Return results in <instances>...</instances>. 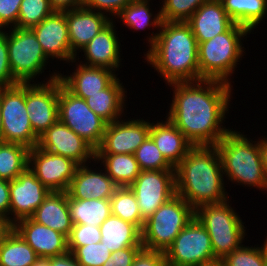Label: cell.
I'll list each match as a JSON object with an SVG mask.
<instances>
[{"label":"cell","instance_id":"obj_1","mask_svg":"<svg viewBox=\"0 0 267 266\" xmlns=\"http://www.w3.org/2000/svg\"><path fill=\"white\" fill-rule=\"evenodd\" d=\"M168 85L174 90L166 117L193 146H216L231 130L222 123L229 113L233 86L207 79Z\"/></svg>","mask_w":267,"mask_h":266},{"label":"cell","instance_id":"obj_2","mask_svg":"<svg viewBox=\"0 0 267 266\" xmlns=\"http://www.w3.org/2000/svg\"><path fill=\"white\" fill-rule=\"evenodd\" d=\"M147 40L150 47L145 60L166 84L200 80L198 42L186 22L163 21Z\"/></svg>","mask_w":267,"mask_h":266},{"label":"cell","instance_id":"obj_3","mask_svg":"<svg viewBox=\"0 0 267 266\" xmlns=\"http://www.w3.org/2000/svg\"><path fill=\"white\" fill-rule=\"evenodd\" d=\"M216 146H193L175 167L176 194L195 210L204 204L230 199Z\"/></svg>","mask_w":267,"mask_h":266},{"label":"cell","instance_id":"obj_4","mask_svg":"<svg viewBox=\"0 0 267 266\" xmlns=\"http://www.w3.org/2000/svg\"><path fill=\"white\" fill-rule=\"evenodd\" d=\"M216 147L221 156L223 176L228 177V181L264 191L266 174L259 141L256 143L248 139L244 133L231 129Z\"/></svg>","mask_w":267,"mask_h":266},{"label":"cell","instance_id":"obj_5","mask_svg":"<svg viewBox=\"0 0 267 266\" xmlns=\"http://www.w3.org/2000/svg\"><path fill=\"white\" fill-rule=\"evenodd\" d=\"M251 32L234 23L226 32L205 42L198 43L200 80H217L230 85V75L244 56L243 37ZM243 54V55H242Z\"/></svg>","mask_w":267,"mask_h":266},{"label":"cell","instance_id":"obj_6","mask_svg":"<svg viewBox=\"0 0 267 266\" xmlns=\"http://www.w3.org/2000/svg\"><path fill=\"white\" fill-rule=\"evenodd\" d=\"M229 199L220 203L204 204L195 210V217L210 235L214 257L223 260L239 248L245 238L246 230Z\"/></svg>","mask_w":267,"mask_h":266},{"label":"cell","instance_id":"obj_7","mask_svg":"<svg viewBox=\"0 0 267 266\" xmlns=\"http://www.w3.org/2000/svg\"><path fill=\"white\" fill-rule=\"evenodd\" d=\"M194 217L195 209L176 194L145 220L142 229L143 248L165 252Z\"/></svg>","mask_w":267,"mask_h":266},{"label":"cell","instance_id":"obj_8","mask_svg":"<svg viewBox=\"0 0 267 266\" xmlns=\"http://www.w3.org/2000/svg\"><path fill=\"white\" fill-rule=\"evenodd\" d=\"M0 141L22 144L29 149L37 146L25 105V84L0 87Z\"/></svg>","mask_w":267,"mask_h":266},{"label":"cell","instance_id":"obj_9","mask_svg":"<svg viewBox=\"0 0 267 266\" xmlns=\"http://www.w3.org/2000/svg\"><path fill=\"white\" fill-rule=\"evenodd\" d=\"M7 44L11 73L18 83L30 84L44 72L49 58L30 28H10Z\"/></svg>","mask_w":267,"mask_h":266},{"label":"cell","instance_id":"obj_10","mask_svg":"<svg viewBox=\"0 0 267 266\" xmlns=\"http://www.w3.org/2000/svg\"><path fill=\"white\" fill-rule=\"evenodd\" d=\"M58 119L95 150L101 145L107 122L89 108L85 99L69 92L60 79Z\"/></svg>","mask_w":267,"mask_h":266},{"label":"cell","instance_id":"obj_11","mask_svg":"<svg viewBox=\"0 0 267 266\" xmlns=\"http://www.w3.org/2000/svg\"><path fill=\"white\" fill-rule=\"evenodd\" d=\"M164 253L167 266H200L217 260L210 235L196 217L180 231Z\"/></svg>","mask_w":267,"mask_h":266},{"label":"cell","instance_id":"obj_12","mask_svg":"<svg viewBox=\"0 0 267 266\" xmlns=\"http://www.w3.org/2000/svg\"><path fill=\"white\" fill-rule=\"evenodd\" d=\"M59 74L54 72L42 84H25V105L38 137L58 120Z\"/></svg>","mask_w":267,"mask_h":266},{"label":"cell","instance_id":"obj_13","mask_svg":"<svg viewBox=\"0 0 267 266\" xmlns=\"http://www.w3.org/2000/svg\"><path fill=\"white\" fill-rule=\"evenodd\" d=\"M141 216L147 220L161 205L176 195L175 170H145L129 186Z\"/></svg>","mask_w":267,"mask_h":266},{"label":"cell","instance_id":"obj_14","mask_svg":"<svg viewBox=\"0 0 267 266\" xmlns=\"http://www.w3.org/2000/svg\"><path fill=\"white\" fill-rule=\"evenodd\" d=\"M78 166L70 158L44 151L37 146L29 150L28 168L50 192H67Z\"/></svg>","mask_w":267,"mask_h":266},{"label":"cell","instance_id":"obj_15","mask_svg":"<svg viewBox=\"0 0 267 266\" xmlns=\"http://www.w3.org/2000/svg\"><path fill=\"white\" fill-rule=\"evenodd\" d=\"M37 147L70 158L78 165L95 161L96 150L59 119L39 136Z\"/></svg>","mask_w":267,"mask_h":266},{"label":"cell","instance_id":"obj_16","mask_svg":"<svg viewBox=\"0 0 267 266\" xmlns=\"http://www.w3.org/2000/svg\"><path fill=\"white\" fill-rule=\"evenodd\" d=\"M151 123L144 119L107 123L101 145L96 154H134L149 137Z\"/></svg>","mask_w":267,"mask_h":266},{"label":"cell","instance_id":"obj_17","mask_svg":"<svg viewBox=\"0 0 267 266\" xmlns=\"http://www.w3.org/2000/svg\"><path fill=\"white\" fill-rule=\"evenodd\" d=\"M49 193L27 168L10 181V221L15 224L20 219L30 218Z\"/></svg>","mask_w":267,"mask_h":266},{"label":"cell","instance_id":"obj_18","mask_svg":"<svg viewBox=\"0 0 267 266\" xmlns=\"http://www.w3.org/2000/svg\"><path fill=\"white\" fill-rule=\"evenodd\" d=\"M30 29L34 32L43 52L48 58H58L60 61H66V63L76 62V56L71 51L68 36L66 11H55L40 24Z\"/></svg>","mask_w":267,"mask_h":266},{"label":"cell","instance_id":"obj_19","mask_svg":"<svg viewBox=\"0 0 267 266\" xmlns=\"http://www.w3.org/2000/svg\"><path fill=\"white\" fill-rule=\"evenodd\" d=\"M14 229L33 248L38 257H55L69 252L64 234L35 222L31 217L18 220Z\"/></svg>","mask_w":267,"mask_h":266},{"label":"cell","instance_id":"obj_20","mask_svg":"<svg viewBox=\"0 0 267 266\" xmlns=\"http://www.w3.org/2000/svg\"><path fill=\"white\" fill-rule=\"evenodd\" d=\"M66 20L71 51L77 60V51L81 52V49L105 28L113 17L110 19V16L103 13L80 7L67 10Z\"/></svg>","mask_w":267,"mask_h":266},{"label":"cell","instance_id":"obj_21","mask_svg":"<svg viewBox=\"0 0 267 266\" xmlns=\"http://www.w3.org/2000/svg\"><path fill=\"white\" fill-rule=\"evenodd\" d=\"M113 20L103 28L87 45L81 50L85 55L83 65L91 67H103L117 71L121 66V54L118 37L116 36L115 24Z\"/></svg>","mask_w":267,"mask_h":266},{"label":"cell","instance_id":"obj_22","mask_svg":"<svg viewBox=\"0 0 267 266\" xmlns=\"http://www.w3.org/2000/svg\"><path fill=\"white\" fill-rule=\"evenodd\" d=\"M81 63H76L77 67L72 74H59L62 85L76 97L86 99L92 94L99 93L117 78L116 72L108 68L91 67Z\"/></svg>","mask_w":267,"mask_h":266},{"label":"cell","instance_id":"obj_23","mask_svg":"<svg viewBox=\"0 0 267 266\" xmlns=\"http://www.w3.org/2000/svg\"><path fill=\"white\" fill-rule=\"evenodd\" d=\"M198 43L226 32L234 21L227 15L220 0H208L186 21Z\"/></svg>","mask_w":267,"mask_h":266},{"label":"cell","instance_id":"obj_24","mask_svg":"<svg viewBox=\"0 0 267 266\" xmlns=\"http://www.w3.org/2000/svg\"><path fill=\"white\" fill-rule=\"evenodd\" d=\"M87 164L79 165L67 190L73 199H110L118 186L107 175L105 169L95 171Z\"/></svg>","mask_w":267,"mask_h":266},{"label":"cell","instance_id":"obj_25","mask_svg":"<svg viewBox=\"0 0 267 266\" xmlns=\"http://www.w3.org/2000/svg\"><path fill=\"white\" fill-rule=\"evenodd\" d=\"M149 137L174 168L193 147L184 134L168 118H166V121L152 122Z\"/></svg>","mask_w":267,"mask_h":266},{"label":"cell","instance_id":"obj_26","mask_svg":"<svg viewBox=\"0 0 267 266\" xmlns=\"http://www.w3.org/2000/svg\"><path fill=\"white\" fill-rule=\"evenodd\" d=\"M31 218L42 225L69 236L73 227L68 206V193L51 191Z\"/></svg>","mask_w":267,"mask_h":266},{"label":"cell","instance_id":"obj_27","mask_svg":"<svg viewBox=\"0 0 267 266\" xmlns=\"http://www.w3.org/2000/svg\"><path fill=\"white\" fill-rule=\"evenodd\" d=\"M99 227L100 242L111 252L126 247H143L142 231L135 224L111 214Z\"/></svg>","mask_w":267,"mask_h":266},{"label":"cell","instance_id":"obj_28","mask_svg":"<svg viewBox=\"0 0 267 266\" xmlns=\"http://www.w3.org/2000/svg\"><path fill=\"white\" fill-rule=\"evenodd\" d=\"M119 78H116L106 89L90 95L85 99L89 108L107 123L121 119L127 95ZM126 95V96H125Z\"/></svg>","mask_w":267,"mask_h":266},{"label":"cell","instance_id":"obj_29","mask_svg":"<svg viewBox=\"0 0 267 266\" xmlns=\"http://www.w3.org/2000/svg\"><path fill=\"white\" fill-rule=\"evenodd\" d=\"M96 161L118 187H129L141 171L134 154H95Z\"/></svg>","mask_w":267,"mask_h":266},{"label":"cell","instance_id":"obj_30","mask_svg":"<svg viewBox=\"0 0 267 266\" xmlns=\"http://www.w3.org/2000/svg\"><path fill=\"white\" fill-rule=\"evenodd\" d=\"M71 221L99 227L110 215V199H73L68 195Z\"/></svg>","mask_w":267,"mask_h":266},{"label":"cell","instance_id":"obj_31","mask_svg":"<svg viewBox=\"0 0 267 266\" xmlns=\"http://www.w3.org/2000/svg\"><path fill=\"white\" fill-rule=\"evenodd\" d=\"M37 259L36 252L15 229L0 243V266H31Z\"/></svg>","mask_w":267,"mask_h":266},{"label":"cell","instance_id":"obj_32","mask_svg":"<svg viewBox=\"0 0 267 266\" xmlns=\"http://www.w3.org/2000/svg\"><path fill=\"white\" fill-rule=\"evenodd\" d=\"M29 148L0 141V179L12 181L28 168Z\"/></svg>","mask_w":267,"mask_h":266},{"label":"cell","instance_id":"obj_33","mask_svg":"<svg viewBox=\"0 0 267 266\" xmlns=\"http://www.w3.org/2000/svg\"><path fill=\"white\" fill-rule=\"evenodd\" d=\"M150 0H134L128 4L116 17L120 18L127 28L134 30L149 29V27L157 28V31L161 28L162 18L160 8L158 13L153 16L149 6ZM154 17V18H153ZM153 19V20H152Z\"/></svg>","mask_w":267,"mask_h":266},{"label":"cell","instance_id":"obj_34","mask_svg":"<svg viewBox=\"0 0 267 266\" xmlns=\"http://www.w3.org/2000/svg\"><path fill=\"white\" fill-rule=\"evenodd\" d=\"M111 214L135 224L141 231L145 220L142 218L134 192L129 187H118L110 198Z\"/></svg>","mask_w":267,"mask_h":266},{"label":"cell","instance_id":"obj_35","mask_svg":"<svg viewBox=\"0 0 267 266\" xmlns=\"http://www.w3.org/2000/svg\"><path fill=\"white\" fill-rule=\"evenodd\" d=\"M54 12L49 0H22L15 28H32Z\"/></svg>","mask_w":267,"mask_h":266},{"label":"cell","instance_id":"obj_36","mask_svg":"<svg viewBox=\"0 0 267 266\" xmlns=\"http://www.w3.org/2000/svg\"><path fill=\"white\" fill-rule=\"evenodd\" d=\"M222 261L226 266H267V238L260 247L242 244Z\"/></svg>","mask_w":267,"mask_h":266},{"label":"cell","instance_id":"obj_37","mask_svg":"<svg viewBox=\"0 0 267 266\" xmlns=\"http://www.w3.org/2000/svg\"><path fill=\"white\" fill-rule=\"evenodd\" d=\"M141 171L145 170H175L165 159L153 140L148 137L134 152Z\"/></svg>","mask_w":267,"mask_h":266},{"label":"cell","instance_id":"obj_38","mask_svg":"<svg viewBox=\"0 0 267 266\" xmlns=\"http://www.w3.org/2000/svg\"><path fill=\"white\" fill-rule=\"evenodd\" d=\"M208 0H164L161 18L168 22H186Z\"/></svg>","mask_w":267,"mask_h":266},{"label":"cell","instance_id":"obj_39","mask_svg":"<svg viewBox=\"0 0 267 266\" xmlns=\"http://www.w3.org/2000/svg\"><path fill=\"white\" fill-rule=\"evenodd\" d=\"M68 249L81 266H102L111 258V251L101 242Z\"/></svg>","mask_w":267,"mask_h":266},{"label":"cell","instance_id":"obj_40","mask_svg":"<svg viewBox=\"0 0 267 266\" xmlns=\"http://www.w3.org/2000/svg\"><path fill=\"white\" fill-rule=\"evenodd\" d=\"M67 239L68 247H82L100 242V227L89 224H74Z\"/></svg>","mask_w":267,"mask_h":266},{"label":"cell","instance_id":"obj_41","mask_svg":"<svg viewBox=\"0 0 267 266\" xmlns=\"http://www.w3.org/2000/svg\"><path fill=\"white\" fill-rule=\"evenodd\" d=\"M19 84L11 73L8 58L7 32L0 30V87Z\"/></svg>","mask_w":267,"mask_h":266},{"label":"cell","instance_id":"obj_42","mask_svg":"<svg viewBox=\"0 0 267 266\" xmlns=\"http://www.w3.org/2000/svg\"><path fill=\"white\" fill-rule=\"evenodd\" d=\"M267 14V0H246L245 27L252 32Z\"/></svg>","mask_w":267,"mask_h":266},{"label":"cell","instance_id":"obj_43","mask_svg":"<svg viewBox=\"0 0 267 266\" xmlns=\"http://www.w3.org/2000/svg\"><path fill=\"white\" fill-rule=\"evenodd\" d=\"M134 0H84L83 7L108 14V16H117L128 4ZM107 12V13H106Z\"/></svg>","mask_w":267,"mask_h":266},{"label":"cell","instance_id":"obj_44","mask_svg":"<svg viewBox=\"0 0 267 266\" xmlns=\"http://www.w3.org/2000/svg\"><path fill=\"white\" fill-rule=\"evenodd\" d=\"M22 0H0V30L15 27Z\"/></svg>","mask_w":267,"mask_h":266},{"label":"cell","instance_id":"obj_45","mask_svg":"<svg viewBox=\"0 0 267 266\" xmlns=\"http://www.w3.org/2000/svg\"><path fill=\"white\" fill-rule=\"evenodd\" d=\"M131 266H167L165 253L159 250L142 248Z\"/></svg>","mask_w":267,"mask_h":266},{"label":"cell","instance_id":"obj_46","mask_svg":"<svg viewBox=\"0 0 267 266\" xmlns=\"http://www.w3.org/2000/svg\"><path fill=\"white\" fill-rule=\"evenodd\" d=\"M143 247H126L124 249L111 252L109 258L102 266H131L137 253Z\"/></svg>","mask_w":267,"mask_h":266},{"label":"cell","instance_id":"obj_47","mask_svg":"<svg viewBox=\"0 0 267 266\" xmlns=\"http://www.w3.org/2000/svg\"><path fill=\"white\" fill-rule=\"evenodd\" d=\"M227 15L234 23L245 27V3L246 0H220Z\"/></svg>","mask_w":267,"mask_h":266},{"label":"cell","instance_id":"obj_48","mask_svg":"<svg viewBox=\"0 0 267 266\" xmlns=\"http://www.w3.org/2000/svg\"><path fill=\"white\" fill-rule=\"evenodd\" d=\"M0 215L10 220V181L0 179Z\"/></svg>","mask_w":267,"mask_h":266},{"label":"cell","instance_id":"obj_49","mask_svg":"<svg viewBox=\"0 0 267 266\" xmlns=\"http://www.w3.org/2000/svg\"><path fill=\"white\" fill-rule=\"evenodd\" d=\"M52 8L58 12L83 7L84 0H49Z\"/></svg>","mask_w":267,"mask_h":266},{"label":"cell","instance_id":"obj_50","mask_svg":"<svg viewBox=\"0 0 267 266\" xmlns=\"http://www.w3.org/2000/svg\"><path fill=\"white\" fill-rule=\"evenodd\" d=\"M50 266H81L74 258L71 252L66 254L50 257Z\"/></svg>","mask_w":267,"mask_h":266},{"label":"cell","instance_id":"obj_51","mask_svg":"<svg viewBox=\"0 0 267 266\" xmlns=\"http://www.w3.org/2000/svg\"><path fill=\"white\" fill-rule=\"evenodd\" d=\"M14 229V224L5 216L0 215V243Z\"/></svg>","mask_w":267,"mask_h":266},{"label":"cell","instance_id":"obj_52","mask_svg":"<svg viewBox=\"0 0 267 266\" xmlns=\"http://www.w3.org/2000/svg\"><path fill=\"white\" fill-rule=\"evenodd\" d=\"M259 147H260V152H261V157H262V164L264 167V172L267 176V137L259 139Z\"/></svg>","mask_w":267,"mask_h":266},{"label":"cell","instance_id":"obj_53","mask_svg":"<svg viewBox=\"0 0 267 266\" xmlns=\"http://www.w3.org/2000/svg\"><path fill=\"white\" fill-rule=\"evenodd\" d=\"M31 266H50V257H38V259Z\"/></svg>","mask_w":267,"mask_h":266},{"label":"cell","instance_id":"obj_54","mask_svg":"<svg viewBox=\"0 0 267 266\" xmlns=\"http://www.w3.org/2000/svg\"><path fill=\"white\" fill-rule=\"evenodd\" d=\"M200 266H226L225 263L222 260H216L211 263L203 264Z\"/></svg>","mask_w":267,"mask_h":266},{"label":"cell","instance_id":"obj_55","mask_svg":"<svg viewBox=\"0 0 267 266\" xmlns=\"http://www.w3.org/2000/svg\"><path fill=\"white\" fill-rule=\"evenodd\" d=\"M266 190V192H267V176H266V185H265V189H264V191Z\"/></svg>","mask_w":267,"mask_h":266},{"label":"cell","instance_id":"obj_56","mask_svg":"<svg viewBox=\"0 0 267 266\" xmlns=\"http://www.w3.org/2000/svg\"><path fill=\"white\" fill-rule=\"evenodd\" d=\"M0 133H1V112H0Z\"/></svg>","mask_w":267,"mask_h":266}]
</instances>
